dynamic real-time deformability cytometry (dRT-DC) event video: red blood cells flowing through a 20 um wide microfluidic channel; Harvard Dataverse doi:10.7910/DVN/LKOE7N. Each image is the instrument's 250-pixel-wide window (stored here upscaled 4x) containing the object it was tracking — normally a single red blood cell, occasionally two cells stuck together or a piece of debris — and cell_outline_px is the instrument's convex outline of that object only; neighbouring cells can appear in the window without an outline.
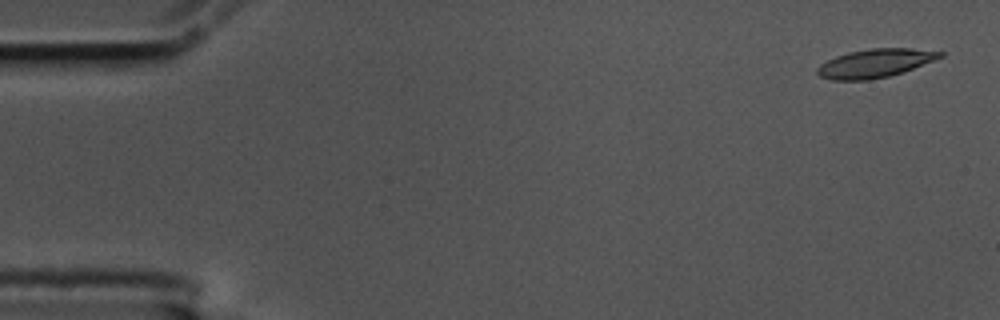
{"species": "common noctule bat (a hibernating species)", "species_latin": "Nyctalus noctula", "temperature_condition": "cold", "stored_images_in_passage": 5, "camera_frame_rate_fps": 3000, "um_per_image_px": 0.085, "animal": {"sex": "male", "body_mass_g": 17.5, "forearm_length_mm": 52.3}, "frame": {"image": 1, "passage_image": 1, "time_ms": 0.0, "image_size_px": [1000, 320], "cell_outline_px": [[944, 56], [912, 68], [888, 76], [868, 80], [832, 80], [820, 76], [816, 72], [816, 68], [820, 64], [836, 56], [848, 52], [872, 48], [912, 48], [944, 52]], "centroid_in_image_um": [74.34, 5.37], "position_along_channel_um": 10.7, "area_um2": 20.17}}
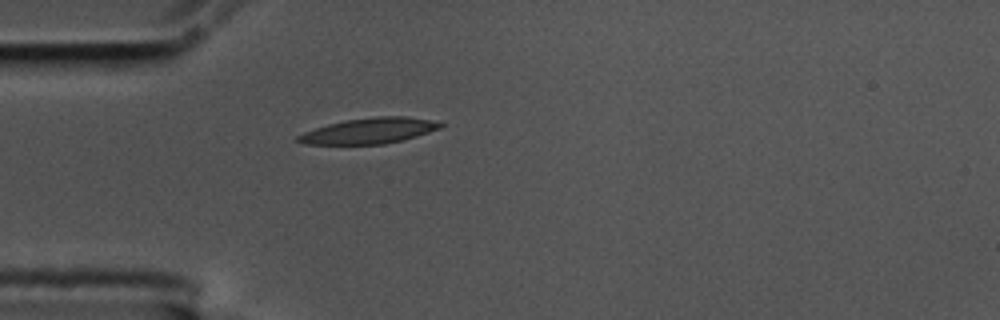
{"frame": {"image": 2, "passage_image": 5, "time_ms": 1.333, "image_size_px": [1000, 320], "cell_outline_px": [[444, 124], [440, 128], [416, 136], [384, 144], [304, 144], [296, 140], [296, 136], [304, 132], [328, 124], [344, 120], [376, 116], [404, 116], [428, 120]], "centroid_in_image_um": [31.33, 11.11], "position_along_channel_um": 53.7, "area_um2": 20.98}}